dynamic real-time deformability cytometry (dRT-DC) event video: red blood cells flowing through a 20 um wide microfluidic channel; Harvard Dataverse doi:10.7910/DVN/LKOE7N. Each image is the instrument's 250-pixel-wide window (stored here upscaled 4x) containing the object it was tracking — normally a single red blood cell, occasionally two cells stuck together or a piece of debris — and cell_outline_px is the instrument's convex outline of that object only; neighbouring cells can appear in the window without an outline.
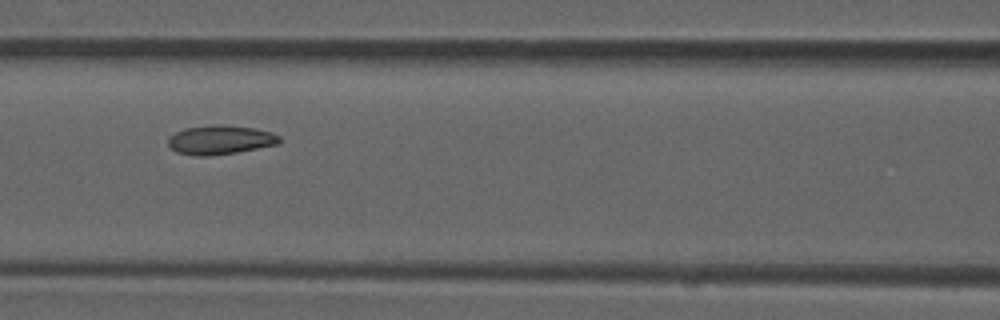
{"species": "common noctule bat (a hibernating species)", "species_latin": "Nyctalus noctula", "temperature_condition": "room temperature", "stored_images_in_passage": 3, "camera_frame_rate_fps": 3000, "um_per_image_px": 0.085, "animal": {"sex": "male", "forearm_length_mm": 52.5}, "frame": {"image": 1, "passage_image": 3, "time_ms": 0.667, "image_size_px": [1000, 320], "cell_outline_px": [[280, 144], [236, 152], [208, 156], [196, 156], [176, 152], [168, 144], [168, 136], [184, 128], [212, 124], [216, 124], [252, 128], [272, 132], [280, 136]], "centroid_in_image_um": [18.7, 11.88], "position_along_channel_um": 147.9, "area_um2": 18.9}}